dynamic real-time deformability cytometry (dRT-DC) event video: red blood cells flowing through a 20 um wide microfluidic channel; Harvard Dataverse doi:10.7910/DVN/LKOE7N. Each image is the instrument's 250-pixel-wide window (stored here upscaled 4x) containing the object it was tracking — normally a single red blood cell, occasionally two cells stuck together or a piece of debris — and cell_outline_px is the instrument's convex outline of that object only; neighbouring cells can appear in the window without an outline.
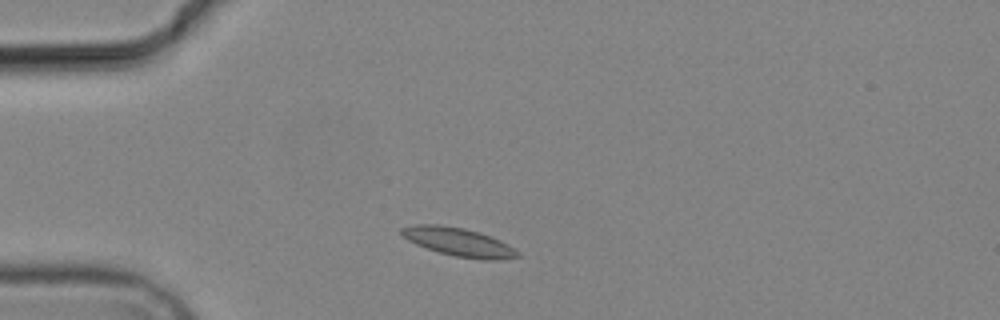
{"species": "common noctule bat (a hibernating species)", "species_latin": "Nyctalus noctula", "temperature_condition": "cold", "stored_images_in_passage": 3, "camera_frame_rate_fps": 3000, "um_per_image_px": 0.085, "animal": {"sex": "male", "body_mass_g": 19.2, "forearm_length_mm": 51.8}, "frame": {"image": 1, "passage_image": 2, "time_ms": 1.333, "image_size_px": [1000, 320], "cell_outline_px": [[520, 256], [500, 260], [484, 260], [456, 256], [440, 252], [416, 244], [408, 240], [400, 232], [400, 228], [416, 224], [436, 224], [464, 228], [480, 232], [500, 240], [508, 244], [520, 252]], "centroid_in_image_um": [39.02, 20.57], "position_along_channel_um": 46.0, "area_um2": 19.13}}